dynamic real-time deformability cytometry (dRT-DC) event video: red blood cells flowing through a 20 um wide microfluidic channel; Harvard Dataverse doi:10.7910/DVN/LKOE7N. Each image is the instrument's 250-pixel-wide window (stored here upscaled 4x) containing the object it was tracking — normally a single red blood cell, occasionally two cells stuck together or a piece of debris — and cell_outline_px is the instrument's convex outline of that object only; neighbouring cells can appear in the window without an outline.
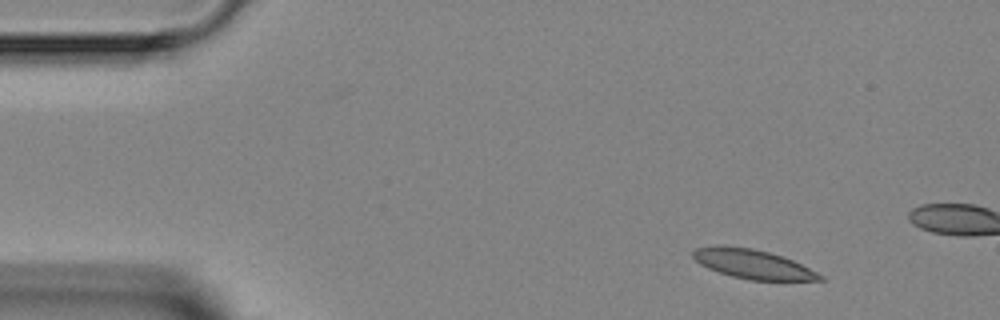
{"species": "Egyptian fruit bat (a non-hibernating species)", "species_latin": "Rousettus aegyptiacus", "temperature_condition": "room temperature", "stored_images_in_passage": 4, "camera_frame_rate_fps": 3000, "um_per_image_px": 0.085, "animal": {"sex": "female"}, "frame": {"image": 1, "passage_image": 1, "time_ms": 0.0, "image_size_px": [1000, 320], "cell_outline_px": [[824, 280], [752, 280], [732, 276], [708, 268], [700, 264], [692, 256], [692, 252], [696, 248], [716, 244], [752, 248], [784, 256], [824, 276]], "centroid_in_image_um": [63.95, 22.43], "position_along_channel_um": 21.1, "area_um2": 21.5}}